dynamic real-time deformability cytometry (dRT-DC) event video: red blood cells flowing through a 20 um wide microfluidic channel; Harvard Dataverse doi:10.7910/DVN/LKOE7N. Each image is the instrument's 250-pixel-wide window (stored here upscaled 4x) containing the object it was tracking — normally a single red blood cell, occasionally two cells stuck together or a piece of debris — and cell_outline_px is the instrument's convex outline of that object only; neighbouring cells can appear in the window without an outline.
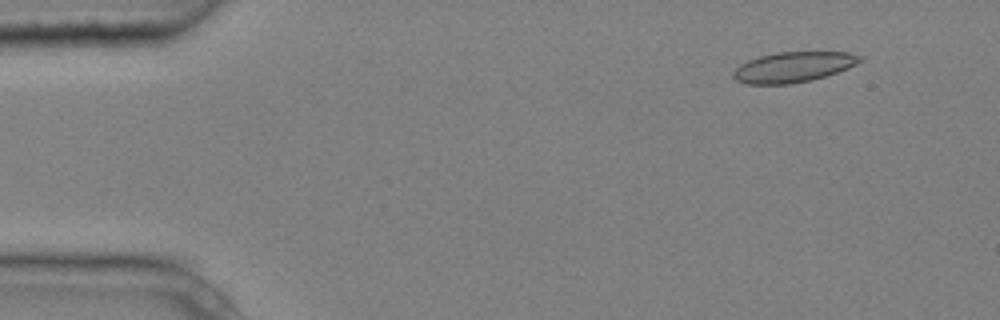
{"species": "common noctule bat (a hibernating species)", "species_latin": "Nyctalus noctula", "temperature_condition": "cold", "stored_images_in_passage": 6, "camera_frame_rate_fps": 3000, "um_per_image_px": 0.085, "animal": {"sex": "male", "body_mass_g": 20.4}, "frame": {"image": 1, "passage_image": 2, "time_ms": 0.333, "image_size_px": [1000, 320], "cell_outline_px": [[864, 60], [848, 68], [812, 80], [792, 84], [748, 84], [736, 80], [732, 76], [732, 72], [740, 64], [748, 60], [760, 56], [776, 52], [848, 52], [864, 56]], "centroid_in_image_um": [67.44, 5.69], "position_along_channel_um": 17.6, "area_um2": 22.48}}
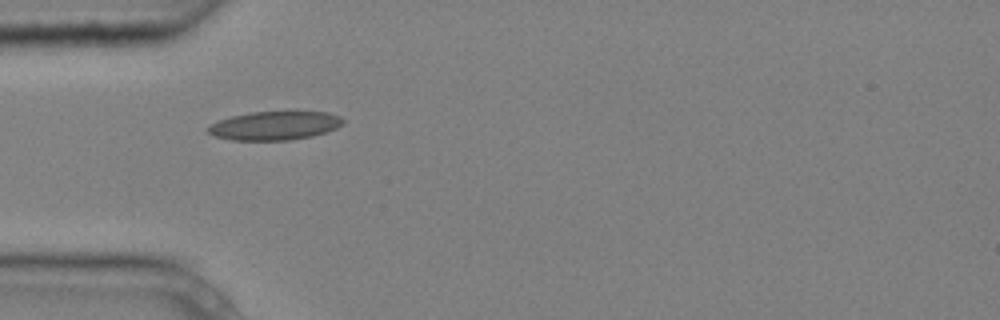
{"frame": {"image": 2, "passage_image": 5, "time_ms": 1.333, "image_size_px": [1000, 320], "cell_outline_px": [[344, 124], [328, 132], [312, 136], [288, 140], [232, 140], [216, 136], [208, 132], [204, 128], [208, 124], [232, 116], [252, 112], [328, 112], [340, 116], [344, 120]], "centroid_in_image_um": [23.35, 10.68], "position_along_channel_um": 61.6, "area_um2": 22.6}}
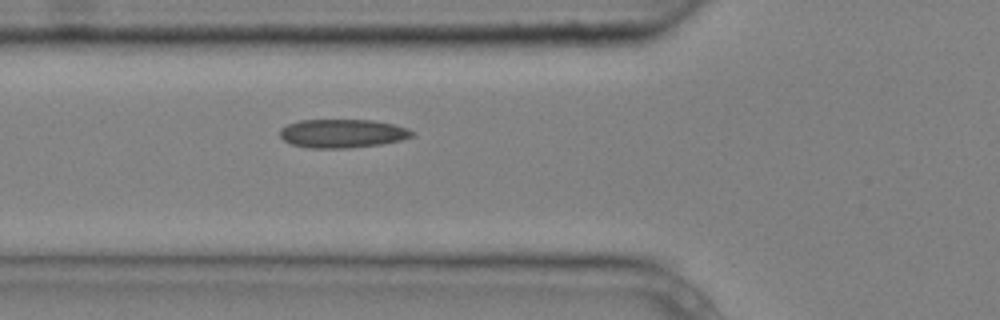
{"frame": {"image": 3, "passage_image": 6, "time_ms": 1.667, "image_size_px": [1000, 320], "cell_outline_px": [[416, 132], [412, 136], [400, 140], [380, 144], [348, 148], [308, 148], [292, 144], [284, 140], [280, 136], [280, 128], [288, 124], [300, 120], [372, 120], [392, 124], [408, 128]], "centroid_in_image_um": [29.09, 11.34], "position_along_channel_um": 96.7, "area_um2": 21.96}}